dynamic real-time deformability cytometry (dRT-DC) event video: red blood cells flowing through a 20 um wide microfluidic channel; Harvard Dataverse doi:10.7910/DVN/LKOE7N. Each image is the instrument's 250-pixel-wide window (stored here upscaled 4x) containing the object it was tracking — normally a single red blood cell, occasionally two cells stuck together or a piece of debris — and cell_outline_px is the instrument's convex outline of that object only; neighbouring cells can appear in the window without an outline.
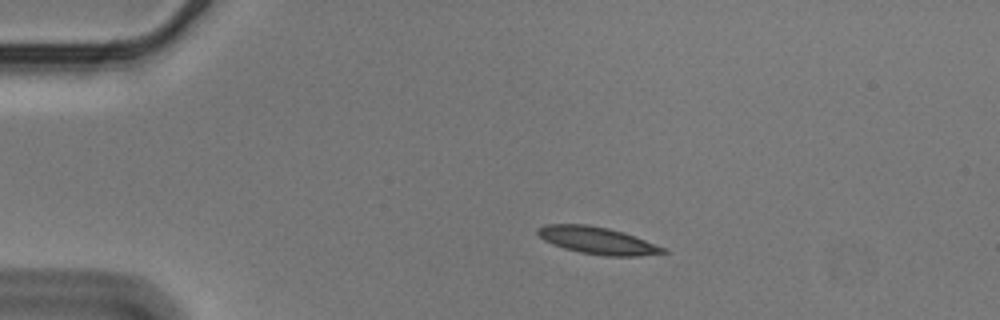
{"species": "Egyptian fruit bat (a non-hibernating species)", "species_latin": "Rousettus aegyptiacus", "temperature_condition": "cold", "stored_images_in_passage": 46, "camera_frame_rate_fps": 3000, "um_per_image_px": 0.085, "animal": {"sex": "male"}, "frame": {"image": 1, "passage_image": 1, "time_ms": 0.0, "image_size_px": [1000, 320], "cell_outline_px": [[668, 252], [640, 256], [604, 256], [580, 252], [564, 248], [552, 244], [544, 240], [536, 232], [536, 228], [544, 224], [588, 224], [608, 228], [624, 232], [668, 248]], "centroid_in_image_um": [50.8, 20.44], "position_along_channel_um": 34.2, "area_um2": 20.06}}
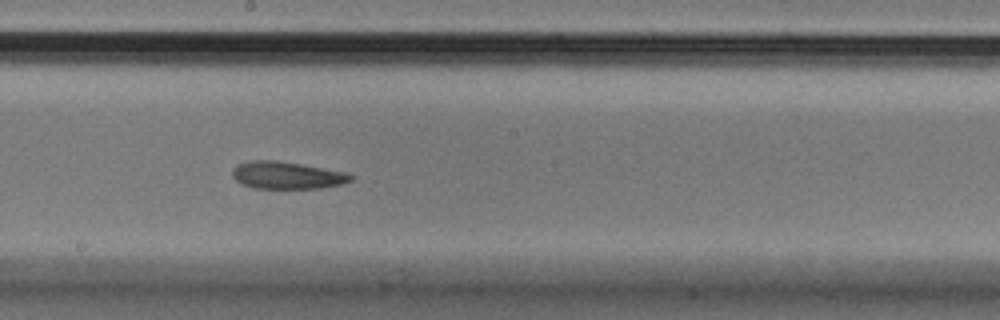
{"frame": {"image": 2, "passage_image": 21, "time_ms": 6.667, "image_size_px": [1000, 320], "cell_outline_px": [[352, 180], [344, 184], [320, 188], [252, 188], [240, 184], [232, 176], [232, 168], [236, 164], [248, 160], [276, 160], [348, 172], [352, 176]], "centroid_in_image_um": [24.35, 14.89], "position_along_channel_um": 223.8, "area_um2": 19.07}}
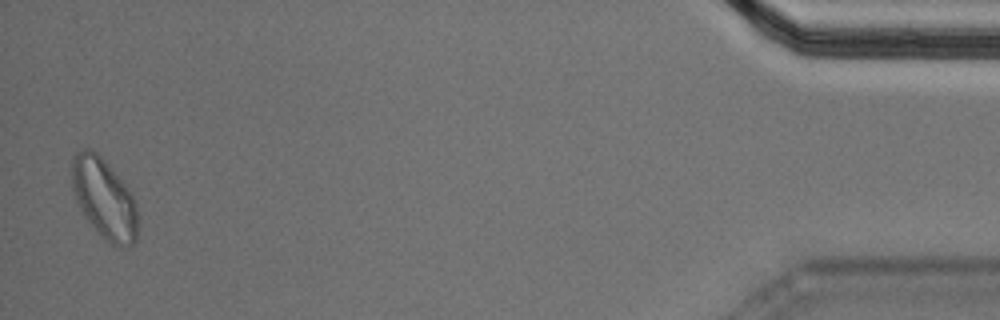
{"frame": {"image": 3, "passage_image": 45, "time_ms": 14.667, "image_size_px": [1000, 320], "cell_outline_px": [[136, 240], [128, 248], [120, 248], [112, 244], [84, 216], [76, 200], [72, 188], [72, 156], [76, 152], [84, 148], [92, 148], [104, 160], [132, 192], [136, 204]], "centroid_in_image_um": [8.85, 16.84], "position_along_channel_um": 426.4, "area_um2": 30.46}, "authors_computed_cell_mechanics": {"area_um2": 19.8254, "velocity_mm_per_s": 3.5534, "shape_relaxation_time_tau1_ms": null, "shape_relaxation_time_tau2_ms": 8.61, "deformation_change_tau1": null, "deformation_change_tau2": 0.1045}}